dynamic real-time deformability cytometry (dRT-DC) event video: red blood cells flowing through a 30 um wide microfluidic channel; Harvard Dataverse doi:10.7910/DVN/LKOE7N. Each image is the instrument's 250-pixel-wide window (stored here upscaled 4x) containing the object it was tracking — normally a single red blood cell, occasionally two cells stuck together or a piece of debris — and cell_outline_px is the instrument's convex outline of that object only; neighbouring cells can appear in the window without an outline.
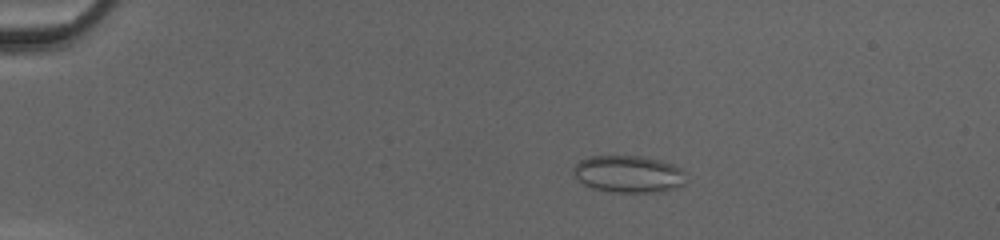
{"species": "common noctule bat (a hibernating species)", "species_latin": "Nyctalus noctula", "temperature_condition": "cold", "stored_images_in_passage": 50, "camera_frame_rate_fps": 3000, "um_per_image_px": 0.085, "animal": {"sex": "female", "body_mass_g": 20.0, "forearm_length_mm": 54.0}, "frame": {"image": 1, "passage_image": 11, "time_ms": 3.333, "image_size_px": [1000, 240], "cell_outline_px": [[684, 184], [676, 188], [660, 192], [612, 192], [592, 188], [584, 184], [572, 172], [572, 168], [580, 160], [588, 156], [644, 156], [660, 160], [672, 164], [680, 168], [684, 172]], "centroid_in_image_um": [53.41, 14.79], "position_along_channel_um": 31.6, "area_um2": 24.39}}
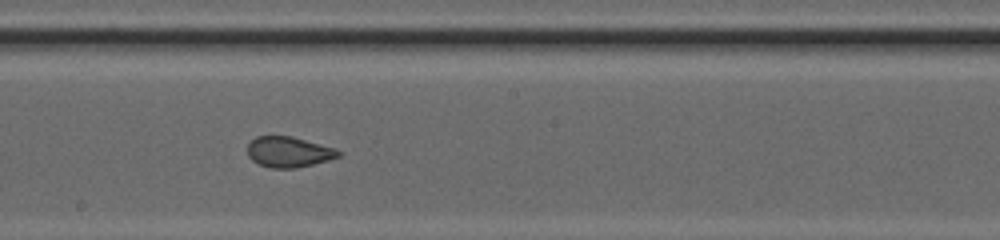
{"frame": {"image": 2, "passage_image": 30, "time_ms": 9.667, "image_size_px": [1000, 240], "cell_outline_px": [[344, 152], [340, 156], [328, 160], [296, 168], [272, 168], [260, 164], [252, 160], [248, 156], [248, 144], [256, 136], [292, 136], [336, 148]], "centroid_in_image_um": [24.57, 12.91], "position_along_channel_um": 223.6, "area_um2": 16.24}}
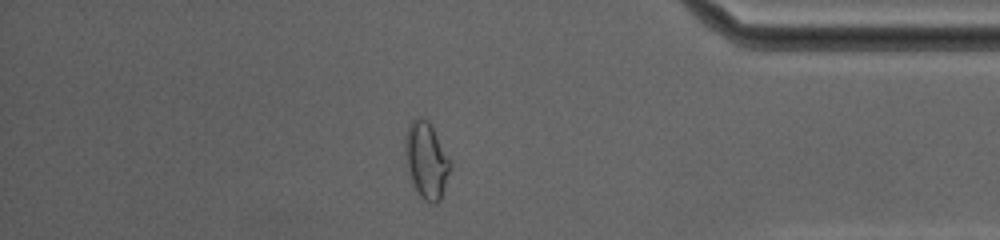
{"frame": {"image": 3, "passage_image": 44, "time_ms": 14.333, "image_size_px": [1000, 240], "cell_outline_px": [[452, 168], [440, 200], [436, 204], [428, 204], [420, 196], [412, 184], [408, 172], [404, 152], [404, 136], [412, 120], [416, 116], [420, 116], [428, 120], [452, 164]], "centroid_in_image_um": [36.23, 13.65], "position_along_channel_um": 399.0, "area_um2": 20.35}, "authors_computed_cell_mechanics": {"area_um2": 19.7098, "velocity_mm_per_s": 4.2348, "shape_relaxation_time_tau1_ms": null, "shape_relaxation_time_tau2_ms": 0.8146, "deformation_change_tau1": null, "deformation_change_tau2": 0.0698}}